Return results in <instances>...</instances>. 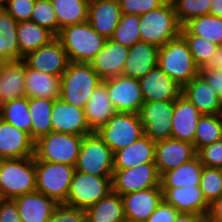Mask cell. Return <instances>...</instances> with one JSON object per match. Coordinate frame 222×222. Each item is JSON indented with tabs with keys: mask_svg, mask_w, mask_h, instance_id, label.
I'll use <instances>...</instances> for the list:
<instances>
[{
	"mask_svg": "<svg viewBox=\"0 0 222 222\" xmlns=\"http://www.w3.org/2000/svg\"><path fill=\"white\" fill-rule=\"evenodd\" d=\"M208 222H222V196L209 205Z\"/></svg>",
	"mask_w": 222,
	"mask_h": 222,
	"instance_id": "obj_52",
	"label": "cell"
},
{
	"mask_svg": "<svg viewBox=\"0 0 222 222\" xmlns=\"http://www.w3.org/2000/svg\"><path fill=\"white\" fill-rule=\"evenodd\" d=\"M24 59L0 63V106L12 99L26 96Z\"/></svg>",
	"mask_w": 222,
	"mask_h": 222,
	"instance_id": "obj_23",
	"label": "cell"
},
{
	"mask_svg": "<svg viewBox=\"0 0 222 222\" xmlns=\"http://www.w3.org/2000/svg\"><path fill=\"white\" fill-rule=\"evenodd\" d=\"M159 47L138 41L131 48L123 68V76L140 79L157 66Z\"/></svg>",
	"mask_w": 222,
	"mask_h": 222,
	"instance_id": "obj_26",
	"label": "cell"
},
{
	"mask_svg": "<svg viewBox=\"0 0 222 222\" xmlns=\"http://www.w3.org/2000/svg\"><path fill=\"white\" fill-rule=\"evenodd\" d=\"M0 222H22L13 199H5L0 202Z\"/></svg>",
	"mask_w": 222,
	"mask_h": 222,
	"instance_id": "obj_50",
	"label": "cell"
},
{
	"mask_svg": "<svg viewBox=\"0 0 222 222\" xmlns=\"http://www.w3.org/2000/svg\"><path fill=\"white\" fill-rule=\"evenodd\" d=\"M180 35L188 44L192 57L200 69L208 62L209 58L220 47L200 36L192 35L184 26H181Z\"/></svg>",
	"mask_w": 222,
	"mask_h": 222,
	"instance_id": "obj_41",
	"label": "cell"
},
{
	"mask_svg": "<svg viewBox=\"0 0 222 222\" xmlns=\"http://www.w3.org/2000/svg\"><path fill=\"white\" fill-rule=\"evenodd\" d=\"M174 222H208V217L206 214L178 213Z\"/></svg>",
	"mask_w": 222,
	"mask_h": 222,
	"instance_id": "obj_53",
	"label": "cell"
},
{
	"mask_svg": "<svg viewBox=\"0 0 222 222\" xmlns=\"http://www.w3.org/2000/svg\"><path fill=\"white\" fill-rule=\"evenodd\" d=\"M25 93L27 98L58 99L61 93V77L25 69Z\"/></svg>",
	"mask_w": 222,
	"mask_h": 222,
	"instance_id": "obj_30",
	"label": "cell"
},
{
	"mask_svg": "<svg viewBox=\"0 0 222 222\" xmlns=\"http://www.w3.org/2000/svg\"><path fill=\"white\" fill-rule=\"evenodd\" d=\"M222 66V46L209 58L208 62L201 68L202 70H218Z\"/></svg>",
	"mask_w": 222,
	"mask_h": 222,
	"instance_id": "obj_54",
	"label": "cell"
},
{
	"mask_svg": "<svg viewBox=\"0 0 222 222\" xmlns=\"http://www.w3.org/2000/svg\"><path fill=\"white\" fill-rule=\"evenodd\" d=\"M122 16L118 0H89L87 22L100 35L110 39Z\"/></svg>",
	"mask_w": 222,
	"mask_h": 222,
	"instance_id": "obj_20",
	"label": "cell"
},
{
	"mask_svg": "<svg viewBox=\"0 0 222 222\" xmlns=\"http://www.w3.org/2000/svg\"><path fill=\"white\" fill-rule=\"evenodd\" d=\"M201 116L199 110L181 94L174 101L171 138L194 144L195 130Z\"/></svg>",
	"mask_w": 222,
	"mask_h": 222,
	"instance_id": "obj_22",
	"label": "cell"
},
{
	"mask_svg": "<svg viewBox=\"0 0 222 222\" xmlns=\"http://www.w3.org/2000/svg\"><path fill=\"white\" fill-rule=\"evenodd\" d=\"M152 187H161L155 163L140 164L128 169H114L112 191L119 195Z\"/></svg>",
	"mask_w": 222,
	"mask_h": 222,
	"instance_id": "obj_12",
	"label": "cell"
},
{
	"mask_svg": "<svg viewBox=\"0 0 222 222\" xmlns=\"http://www.w3.org/2000/svg\"><path fill=\"white\" fill-rule=\"evenodd\" d=\"M116 112L138 113L144 103L138 79L123 75L102 80Z\"/></svg>",
	"mask_w": 222,
	"mask_h": 222,
	"instance_id": "obj_13",
	"label": "cell"
},
{
	"mask_svg": "<svg viewBox=\"0 0 222 222\" xmlns=\"http://www.w3.org/2000/svg\"><path fill=\"white\" fill-rule=\"evenodd\" d=\"M174 101L144 102L138 111L144 135L152 141L171 138Z\"/></svg>",
	"mask_w": 222,
	"mask_h": 222,
	"instance_id": "obj_11",
	"label": "cell"
},
{
	"mask_svg": "<svg viewBox=\"0 0 222 222\" xmlns=\"http://www.w3.org/2000/svg\"><path fill=\"white\" fill-rule=\"evenodd\" d=\"M139 23L140 15L122 14L120 22L110 39L131 48L135 43L141 41Z\"/></svg>",
	"mask_w": 222,
	"mask_h": 222,
	"instance_id": "obj_40",
	"label": "cell"
},
{
	"mask_svg": "<svg viewBox=\"0 0 222 222\" xmlns=\"http://www.w3.org/2000/svg\"><path fill=\"white\" fill-rule=\"evenodd\" d=\"M213 88V90L222 97V66L218 70H202L199 73Z\"/></svg>",
	"mask_w": 222,
	"mask_h": 222,
	"instance_id": "obj_51",
	"label": "cell"
},
{
	"mask_svg": "<svg viewBox=\"0 0 222 222\" xmlns=\"http://www.w3.org/2000/svg\"><path fill=\"white\" fill-rule=\"evenodd\" d=\"M13 200L22 222H47L58 205L52 198L37 191Z\"/></svg>",
	"mask_w": 222,
	"mask_h": 222,
	"instance_id": "obj_27",
	"label": "cell"
},
{
	"mask_svg": "<svg viewBox=\"0 0 222 222\" xmlns=\"http://www.w3.org/2000/svg\"><path fill=\"white\" fill-rule=\"evenodd\" d=\"M102 82L89 63L69 62L61 76L60 98L84 109L94 89Z\"/></svg>",
	"mask_w": 222,
	"mask_h": 222,
	"instance_id": "obj_3",
	"label": "cell"
},
{
	"mask_svg": "<svg viewBox=\"0 0 222 222\" xmlns=\"http://www.w3.org/2000/svg\"><path fill=\"white\" fill-rule=\"evenodd\" d=\"M35 0H9L4 9L17 21L30 20Z\"/></svg>",
	"mask_w": 222,
	"mask_h": 222,
	"instance_id": "obj_48",
	"label": "cell"
},
{
	"mask_svg": "<svg viewBox=\"0 0 222 222\" xmlns=\"http://www.w3.org/2000/svg\"><path fill=\"white\" fill-rule=\"evenodd\" d=\"M56 38L62 43L69 62L75 63H89L107 40L87 21L62 28Z\"/></svg>",
	"mask_w": 222,
	"mask_h": 222,
	"instance_id": "obj_1",
	"label": "cell"
},
{
	"mask_svg": "<svg viewBox=\"0 0 222 222\" xmlns=\"http://www.w3.org/2000/svg\"><path fill=\"white\" fill-rule=\"evenodd\" d=\"M17 21L0 8V63L20 59L17 42Z\"/></svg>",
	"mask_w": 222,
	"mask_h": 222,
	"instance_id": "obj_35",
	"label": "cell"
},
{
	"mask_svg": "<svg viewBox=\"0 0 222 222\" xmlns=\"http://www.w3.org/2000/svg\"><path fill=\"white\" fill-rule=\"evenodd\" d=\"M184 95L202 115L220 114L221 97L199 74L182 87Z\"/></svg>",
	"mask_w": 222,
	"mask_h": 222,
	"instance_id": "obj_24",
	"label": "cell"
},
{
	"mask_svg": "<svg viewBox=\"0 0 222 222\" xmlns=\"http://www.w3.org/2000/svg\"><path fill=\"white\" fill-rule=\"evenodd\" d=\"M95 132L112 149L113 153L131 145L144 135L138 113L126 112H116Z\"/></svg>",
	"mask_w": 222,
	"mask_h": 222,
	"instance_id": "obj_9",
	"label": "cell"
},
{
	"mask_svg": "<svg viewBox=\"0 0 222 222\" xmlns=\"http://www.w3.org/2000/svg\"><path fill=\"white\" fill-rule=\"evenodd\" d=\"M121 197L126 221L146 222L163 201V191L161 187H152Z\"/></svg>",
	"mask_w": 222,
	"mask_h": 222,
	"instance_id": "obj_17",
	"label": "cell"
},
{
	"mask_svg": "<svg viewBox=\"0 0 222 222\" xmlns=\"http://www.w3.org/2000/svg\"><path fill=\"white\" fill-rule=\"evenodd\" d=\"M84 211L90 222H126L122 197L113 191Z\"/></svg>",
	"mask_w": 222,
	"mask_h": 222,
	"instance_id": "obj_33",
	"label": "cell"
},
{
	"mask_svg": "<svg viewBox=\"0 0 222 222\" xmlns=\"http://www.w3.org/2000/svg\"><path fill=\"white\" fill-rule=\"evenodd\" d=\"M30 21L58 35V22L51 0H35Z\"/></svg>",
	"mask_w": 222,
	"mask_h": 222,
	"instance_id": "obj_44",
	"label": "cell"
},
{
	"mask_svg": "<svg viewBox=\"0 0 222 222\" xmlns=\"http://www.w3.org/2000/svg\"><path fill=\"white\" fill-rule=\"evenodd\" d=\"M209 14L222 17V0H212Z\"/></svg>",
	"mask_w": 222,
	"mask_h": 222,
	"instance_id": "obj_55",
	"label": "cell"
},
{
	"mask_svg": "<svg viewBox=\"0 0 222 222\" xmlns=\"http://www.w3.org/2000/svg\"><path fill=\"white\" fill-rule=\"evenodd\" d=\"M200 190L209 205L222 196V168L203 166Z\"/></svg>",
	"mask_w": 222,
	"mask_h": 222,
	"instance_id": "obj_42",
	"label": "cell"
},
{
	"mask_svg": "<svg viewBox=\"0 0 222 222\" xmlns=\"http://www.w3.org/2000/svg\"><path fill=\"white\" fill-rule=\"evenodd\" d=\"M58 22V34L66 26L87 21L89 0H51Z\"/></svg>",
	"mask_w": 222,
	"mask_h": 222,
	"instance_id": "obj_36",
	"label": "cell"
},
{
	"mask_svg": "<svg viewBox=\"0 0 222 222\" xmlns=\"http://www.w3.org/2000/svg\"><path fill=\"white\" fill-rule=\"evenodd\" d=\"M36 191L52 198L58 204H65L75 166L35 160Z\"/></svg>",
	"mask_w": 222,
	"mask_h": 222,
	"instance_id": "obj_6",
	"label": "cell"
},
{
	"mask_svg": "<svg viewBox=\"0 0 222 222\" xmlns=\"http://www.w3.org/2000/svg\"><path fill=\"white\" fill-rule=\"evenodd\" d=\"M34 156L0 159V186L6 199L36 191Z\"/></svg>",
	"mask_w": 222,
	"mask_h": 222,
	"instance_id": "obj_5",
	"label": "cell"
},
{
	"mask_svg": "<svg viewBox=\"0 0 222 222\" xmlns=\"http://www.w3.org/2000/svg\"><path fill=\"white\" fill-rule=\"evenodd\" d=\"M138 82L144 102L175 101L182 92V87L158 65Z\"/></svg>",
	"mask_w": 222,
	"mask_h": 222,
	"instance_id": "obj_16",
	"label": "cell"
},
{
	"mask_svg": "<svg viewBox=\"0 0 222 222\" xmlns=\"http://www.w3.org/2000/svg\"><path fill=\"white\" fill-rule=\"evenodd\" d=\"M177 20L181 26L192 18L207 15L212 0H171Z\"/></svg>",
	"mask_w": 222,
	"mask_h": 222,
	"instance_id": "obj_43",
	"label": "cell"
},
{
	"mask_svg": "<svg viewBox=\"0 0 222 222\" xmlns=\"http://www.w3.org/2000/svg\"><path fill=\"white\" fill-rule=\"evenodd\" d=\"M155 141L143 135L131 145L114 152V169H128L155 163Z\"/></svg>",
	"mask_w": 222,
	"mask_h": 222,
	"instance_id": "obj_28",
	"label": "cell"
},
{
	"mask_svg": "<svg viewBox=\"0 0 222 222\" xmlns=\"http://www.w3.org/2000/svg\"><path fill=\"white\" fill-rule=\"evenodd\" d=\"M203 164L198 156L181 164L175 169L169 170L160 177L161 188H179L200 186V177Z\"/></svg>",
	"mask_w": 222,
	"mask_h": 222,
	"instance_id": "obj_32",
	"label": "cell"
},
{
	"mask_svg": "<svg viewBox=\"0 0 222 222\" xmlns=\"http://www.w3.org/2000/svg\"><path fill=\"white\" fill-rule=\"evenodd\" d=\"M85 119L92 131L100 126L116 113V110L108 96L106 86L101 82L93 91L84 108Z\"/></svg>",
	"mask_w": 222,
	"mask_h": 222,
	"instance_id": "obj_29",
	"label": "cell"
},
{
	"mask_svg": "<svg viewBox=\"0 0 222 222\" xmlns=\"http://www.w3.org/2000/svg\"><path fill=\"white\" fill-rule=\"evenodd\" d=\"M192 35L222 46V17L211 14L192 18L183 25Z\"/></svg>",
	"mask_w": 222,
	"mask_h": 222,
	"instance_id": "obj_37",
	"label": "cell"
},
{
	"mask_svg": "<svg viewBox=\"0 0 222 222\" xmlns=\"http://www.w3.org/2000/svg\"><path fill=\"white\" fill-rule=\"evenodd\" d=\"M6 198H5V195H4V193H3V191H2V188H1V186H0V202L1 201H4Z\"/></svg>",
	"mask_w": 222,
	"mask_h": 222,
	"instance_id": "obj_57",
	"label": "cell"
},
{
	"mask_svg": "<svg viewBox=\"0 0 222 222\" xmlns=\"http://www.w3.org/2000/svg\"><path fill=\"white\" fill-rule=\"evenodd\" d=\"M222 139V115H202L195 130L194 147L198 152L202 147Z\"/></svg>",
	"mask_w": 222,
	"mask_h": 222,
	"instance_id": "obj_39",
	"label": "cell"
},
{
	"mask_svg": "<svg viewBox=\"0 0 222 222\" xmlns=\"http://www.w3.org/2000/svg\"><path fill=\"white\" fill-rule=\"evenodd\" d=\"M82 222H90L88 219L84 218Z\"/></svg>",
	"mask_w": 222,
	"mask_h": 222,
	"instance_id": "obj_59",
	"label": "cell"
},
{
	"mask_svg": "<svg viewBox=\"0 0 222 222\" xmlns=\"http://www.w3.org/2000/svg\"><path fill=\"white\" fill-rule=\"evenodd\" d=\"M23 59L30 69L60 77L69 63L66 51L57 38L28 53Z\"/></svg>",
	"mask_w": 222,
	"mask_h": 222,
	"instance_id": "obj_14",
	"label": "cell"
},
{
	"mask_svg": "<svg viewBox=\"0 0 222 222\" xmlns=\"http://www.w3.org/2000/svg\"><path fill=\"white\" fill-rule=\"evenodd\" d=\"M35 141L31 136L0 118V159L32 157Z\"/></svg>",
	"mask_w": 222,
	"mask_h": 222,
	"instance_id": "obj_19",
	"label": "cell"
},
{
	"mask_svg": "<svg viewBox=\"0 0 222 222\" xmlns=\"http://www.w3.org/2000/svg\"><path fill=\"white\" fill-rule=\"evenodd\" d=\"M54 100L50 98H28V108L32 120L31 138L34 141L52 132L51 113Z\"/></svg>",
	"mask_w": 222,
	"mask_h": 222,
	"instance_id": "obj_34",
	"label": "cell"
},
{
	"mask_svg": "<svg viewBox=\"0 0 222 222\" xmlns=\"http://www.w3.org/2000/svg\"><path fill=\"white\" fill-rule=\"evenodd\" d=\"M83 136L50 132L35 141L34 160L75 166Z\"/></svg>",
	"mask_w": 222,
	"mask_h": 222,
	"instance_id": "obj_8",
	"label": "cell"
},
{
	"mask_svg": "<svg viewBox=\"0 0 222 222\" xmlns=\"http://www.w3.org/2000/svg\"><path fill=\"white\" fill-rule=\"evenodd\" d=\"M9 0H0V8H4Z\"/></svg>",
	"mask_w": 222,
	"mask_h": 222,
	"instance_id": "obj_56",
	"label": "cell"
},
{
	"mask_svg": "<svg viewBox=\"0 0 222 222\" xmlns=\"http://www.w3.org/2000/svg\"><path fill=\"white\" fill-rule=\"evenodd\" d=\"M114 153L95 131L84 135L75 170L99 177H113Z\"/></svg>",
	"mask_w": 222,
	"mask_h": 222,
	"instance_id": "obj_7",
	"label": "cell"
},
{
	"mask_svg": "<svg viewBox=\"0 0 222 222\" xmlns=\"http://www.w3.org/2000/svg\"><path fill=\"white\" fill-rule=\"evenodd\" d=\"M122 14L142 15L159 8L166 0H118Z\"/></svg>",
	"mask_w": 222,
	"mask_h": 222,
	"instance_id": "obj_45",
	"label": "cell"
},
{
	"mask_svg": "<svg viewBox=\"0 0 222 222\" xmlns=\"http://www.w3.org/2000/svg\"><path fill=\"white\" fill-rule=\"evenodd\" d=\"M178 213L172 205L163 200L146 222H174Z\"/></svg>",
	"mask_w": 222,
	"mask_h": 222,
	"instance_id": "obj_49",
	"label": "cell"
},
{
	"mask_svg": "<svg viewBox=\"0 0 222 222\" xmlns=\"http://www.w3.org/2000/svg\"><path fill=\"white\" fill-rule=\"evenodd\" d=\"M157 65L181 87L200 73L181 35L159 47Z\"/></svg>",
	"mask_w": 222,
	"mask_h": 222,
	"instance_id": "obj_2",
	"label": "cell"
},
{
	"mask_svg": "<svg viewBox=\"0 0 222 222\" xmlns=\"http://www.w3.org/2000/svg\"><path fill=\"white\" fill-rule=\"evenodd\" d=\"M85 211L66 204H58L47 222H82Z\"/></svg>",
	"mask_w": 222,
	"mask_h": 222,
	"instance_id": "obj_47",
	"label": "cell"
},
{
	"mask_svg": "<svg viewBox=\"0 0 222 222\" xmlns=\"http://www.w3.org/2000/svg\"><path fill=\"white\" fill-rule=\"evenodd\" d=\"M163 200L179 213L208 214L209 204L203 197L200 186L162 188Z\"/></svg>",
	"mask_w": 222,
	"mask_h": 222,
	"instance_id": "obj_25",
	"label": "cell"
},
{
	"mask_svg": "<svg viewBox=\"0 0 222 222\" xmlns=\"http://www.w3.org/2000/svg\"><path fill=\"white\" fill-rule=\"evenodd\" d=\"M112 191V177L74 172L66 205L85 210Z\"/></svg>",
	"mask_w": 222,
	"mask_h": 222,
	"instance_id": "obj_10",
	"label": "cell"
},
{
	"mask_svg": "<svg viewBox=\"0 0 222 222\" xmlns=\"http://www.w3.org/2000/svg\"><path fill=\"white\" fill-rule=\"evenodd\" d=\"M221 108H220V115H222V97H221Z\"/></svg>",
	"mask_w": 222,
	"mask_h": 222,
	"instance_id": "obj_58",
	"label": "cell"
},
{
	"mask_svg": "<svg viewBox=\"0 0 222 222\" xmlns=\"http://www.w3.org/2000/svg\"><path fill=\"white\" fill-rule=\"evenodd\" d=\"M17 42L20 59L41 46L48 45L56 36L47 28L39 26L33 21L17 22Z\"/></svg>",
	"mask_w": 222,
	"mask_h": 222,
	"instance_id": "obj_31",
	"label": "cell"
},
{
	"mask_svg": "<svg viewBox=\"0 0 222 222\" xmlns=\"http://www.w3.org/2000/svg\"><path fill=\"white\" fill-rule=\"evenodd\" d=\"M141 41L161 47L180 35L179 24L172 1L166 0L159 8L140 15Z\"/></svg>",
	"mask_w": 222,
	"mask_h": 222,
	"instance_id": "obj_4",
	"label": "cell"
},
{
	"mask_svg": "<svg viewBox=\"0 0 222 222\" xmlns=\"http://www.w3.org/2000/svg\"><path fill=\"white\" fill-rule=\"evenodd\" d=\"M197 156L203 166L222 168V139L202 147Z\"/></svg>",
	"mask_w": 222,
	"mask_h": 222,
	"instance_id": "obj_46",
	"label": "cell"
},
{
	"mask_svg": "<svg viewBox=\"0 0 222 222\" xmlns=\"http://www.w3.org/2000/svg\"><path fill=\"white\" fill-rule=\"evenodd\" d=\"M196 156L194 144L187 141L168 138L155 143V165L160 177Z\"/></svg>",
	"mask_w": 222,
	"mask_h": 222,
	"instance_id": "obj_15",
	"label": "cell"
},
{
	"mask_svg": "<svg viewBox=\"0 0 222 222\" xmlns=\"http://www.w3.org/2000/svg\"><path fill=\"white\" fill-rule=\"evenodd\" d=\"M0 118L31 136L32 120L26 96L2 104L0 106Z\"/></svg>",
	"mask_w": 222,
	"mask_h": 222,
	"instance_id": "obj_38",
	"label": "cell"
},
{
	"mask_svg": "<svg viewBox=\"0 0 222 222\" xmlns=\"http://www.w3.org/2000/svg\"><path fill=\"white\" fill-rule=\"evenodd\" d=\"M129 48L107 39L104 47L89 62L104 80L122 75Z\"/></svg>",
	"mask_w": 222,
	"mask_h": 222,
	"instance_id": "obj_21",
	"label": "cell"
},
{
	"mask_svg": "<svg viewBox=\"0 0 222 222\" xmlns=\"http://www.w3.org/2000/svg\"><path fill=\"white\" fill-rule=\"evenodd\" d=\"M52 131L84 136L92 133L86 119L84 109L55 99L51 113Z\"/></svg>",
	"mask_w": 222,
	"mask_h": 222,
	"instance_id": "obj_18",
	"label": "cell"
}]
</instances>
